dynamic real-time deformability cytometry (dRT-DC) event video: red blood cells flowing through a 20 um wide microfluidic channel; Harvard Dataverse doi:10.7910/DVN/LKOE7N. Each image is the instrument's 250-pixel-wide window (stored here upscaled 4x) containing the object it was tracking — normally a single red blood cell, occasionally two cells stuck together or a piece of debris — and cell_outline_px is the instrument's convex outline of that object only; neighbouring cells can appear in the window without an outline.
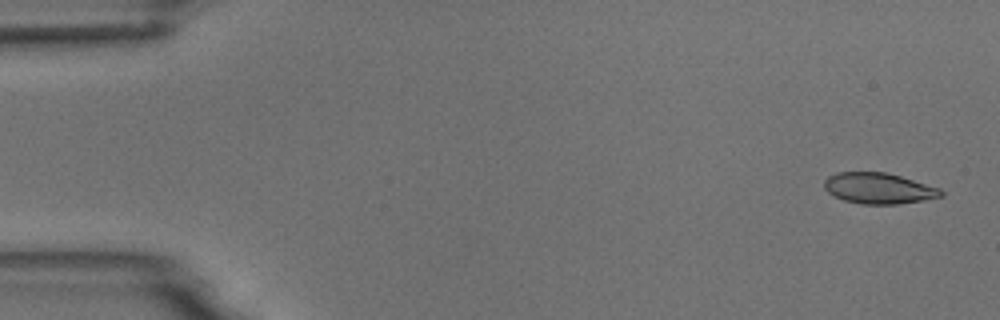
{"species": "common noctule bat (a hibernating species)", "species_latin": "Nyctalus noctula", "temperature_condition": "room temperature", "stored_images_in_passage": 6, "camera_frame_rate_fps": 3000, "um_per_image_px": 0.085, "animal": {"sex": "male", "body_mass_g": 18.8}, "frame": {"image": 1, "passage_image": 1, "time_ms": 0.0, "image_size_px": [1000, 320], "cell_outline_px": [[944, 196], [896, 204], [860, 204], [844, 200], [828, 192], [824, 188], [824, 180], [828, 176], [836, 172], [884, 172], [900, 176], [940, 188], [944, 192]], "centroid_in_image_um": [74.67, 16.0], "position_along_channel_um": 10.3, "area_um2": 20.87}}
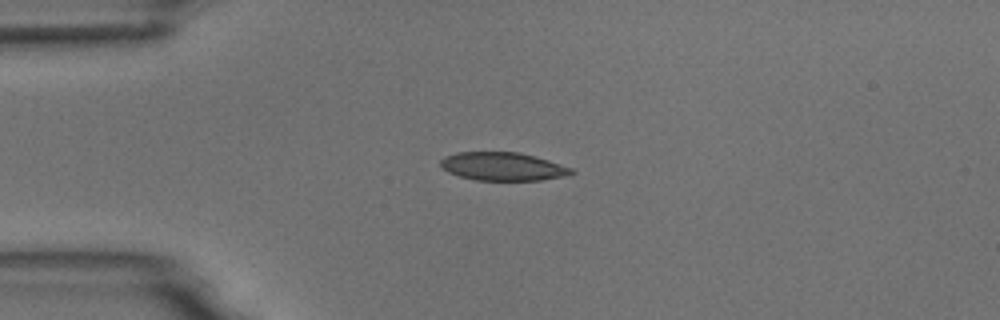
{"frame": {"image": 2, "passage_image": 4, "time_ms": 3.667, "image_size_px": [1000, 320], "cell_outline_px": [[576, 172], [564, 176], [540, 180], [476, 180], [460, 176], [448, 172], [440, 164], [440, 160], [444, 156], [456, 152], [520, 152], [536, 156], [572, 168]], "centroid_in_image_um": [42.73, 14.14], "position_along_channel_um": 42.3, "area_um2": 21.5}}